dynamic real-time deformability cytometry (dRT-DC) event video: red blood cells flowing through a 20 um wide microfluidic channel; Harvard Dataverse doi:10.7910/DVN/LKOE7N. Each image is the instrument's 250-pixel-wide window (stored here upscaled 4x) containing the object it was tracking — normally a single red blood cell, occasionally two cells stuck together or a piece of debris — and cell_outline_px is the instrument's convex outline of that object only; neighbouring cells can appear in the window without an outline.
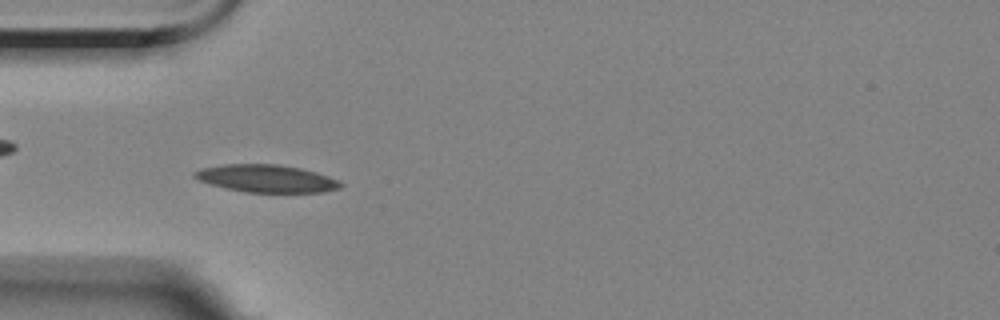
{"species": "Egyptian fruit bat (a non-hibernating species)", "species_latin": "Rousettus aegyptiacus", "temperature_condition": "room temperature", "stored_images_in_passage": 10, "camera_frame_rate_fps": 3000, "um_per_image_px": 0.085, "animal": {"sex": "female"}, "frame": {"image": 1, "passage_image": 6, "time_ms": 5.667, "image_size_px": [1000, 320], "cell_outline_px": [[344, 184], [340, 188], [324, 192], [244, 192], [224, 188], [200, 180], [192, 176], [192, 172], [200, 168], [224, 164], [276, 164], [300, 168], [316, 172], [340, 180]], "centroid_in_image_um": [22.65, 15.17], "position_along_channel_um": 62.3, "area_um2": 23.52}}
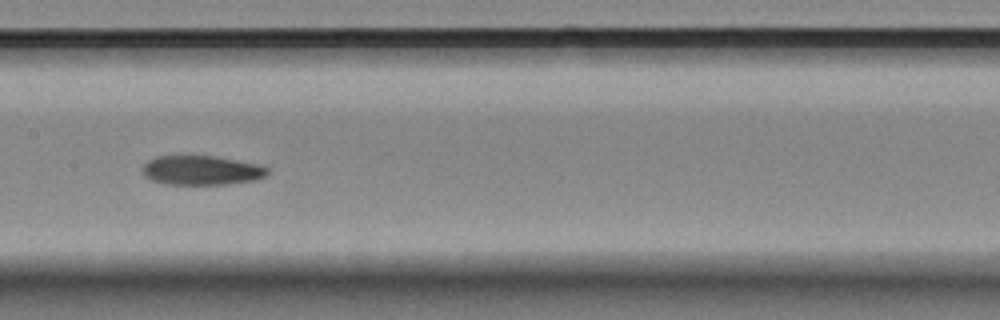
{"frame": {"image": 2, "passage_image": 9, "time_ms": 9.333, "image_size_px": [1000, 320], "cell_outline_px": [[268, 172], [264, 176], [256, 180], [228, 184], [164, 184], [152, 180], [144, 176], [144, 164], [148, 160], [156, 156], [212, 156], [256, 164], [268, 168]], "centroid_in_image_um": [17.1, 14.48], "position_along_channel_um": 190.3, "area_um2": 21.1}}
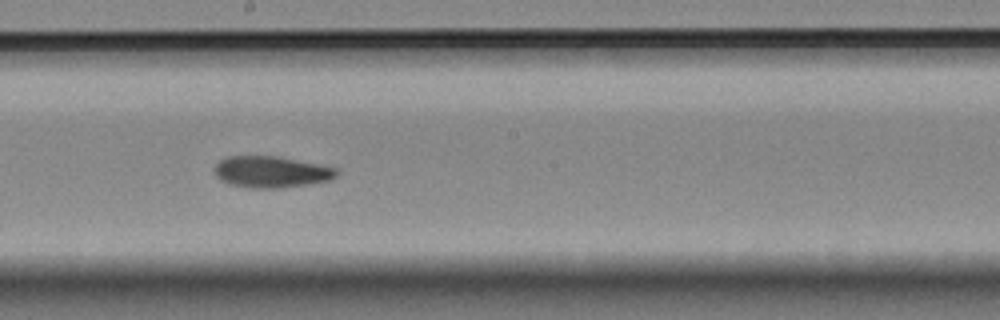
{"frame": {"image": 3, "passage_image": 10, "time_ms": 10.333, "image_size_px": [1000, 320], "cell_outline_px": [[340, 172], [336, 176], [328, 180], [308, 184], [280, 188], [248, 188], [228, 184], [220, 180], [216, 176], [216, 164], [220, 160], [228, 156], [276, 156], [320, 164], [336, 168]], "centroid_in_image_um": [23.05, 14.61], "position_along_channel_um": 225.1, "area_um2": 22.37}}